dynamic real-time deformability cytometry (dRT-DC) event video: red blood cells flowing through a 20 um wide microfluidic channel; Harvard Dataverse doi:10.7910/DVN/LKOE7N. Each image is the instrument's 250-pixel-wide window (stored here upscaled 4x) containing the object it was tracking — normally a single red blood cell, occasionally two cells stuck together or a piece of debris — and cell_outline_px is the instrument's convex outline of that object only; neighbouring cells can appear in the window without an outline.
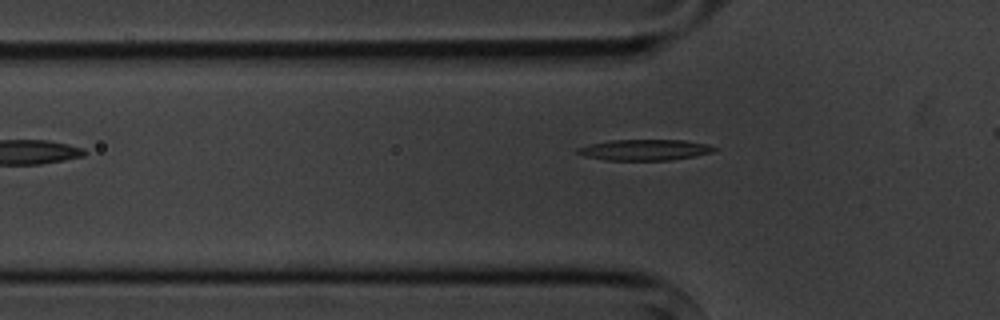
{"species": "common noctule bat (a hibernating species)", "species_latin": "Nyctalus noctula", "temperature_condition": "cold", "stored_images_in_passage": 2, "camera_frame_rate_fps": 3000, "um_per_image_px": 0.085, "animal": {"sex": "male", "body_mass_g": 20.1, "forearm_length_mm": 53.5}, "frame": {"image": 1, "passage_image": 2, "time_ms": 1.333, "image_size_px": [1000, 320], "cell_outline_px": [[720, 148], [712, 152], [696, 156], [672, 160], [604, 160], [584, 156], [576, 152], [576, 148], [588, 144], [612, 140], [684, 140], [708, 144]], "centroid_in_image_um": [54.81, 12.74], "position_along_channel_um": 71.0, "area_um2": 16.82}}